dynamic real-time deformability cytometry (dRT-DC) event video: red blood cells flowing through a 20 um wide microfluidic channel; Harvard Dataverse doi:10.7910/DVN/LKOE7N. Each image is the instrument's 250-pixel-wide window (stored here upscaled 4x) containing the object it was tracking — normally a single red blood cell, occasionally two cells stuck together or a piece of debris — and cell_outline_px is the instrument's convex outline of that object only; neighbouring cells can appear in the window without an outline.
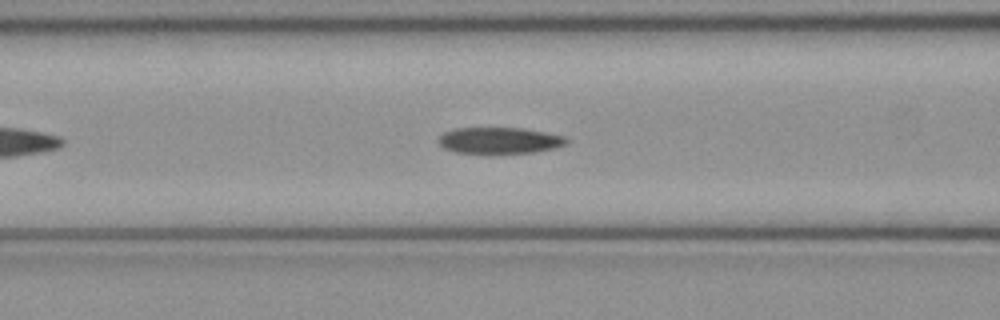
{"species": "common noctule bat (a hibernating species)", "species_latin": "Nyctalus noctula", "temperature_condition": "cold", "stored_images_in_passage": 40, "camera_frame_rate_fps": 3000, "um_per_image_px": 0.085, "animal": {"sex": "female", "body_mass_g": 21.9}, "frame": {"image": 1, "passage_image": 10, "time_ms": 3.0, "image_size_px": [1000, 320], "cell_outline_px": [[568, 144], [556, 148], [532, 152], [488, 156], [452, 152], [444, 148], [436, 140], [444, 132], [456, 128], [524, 128], [564, 136], [568, 140]], "centroid_in_image_um": [42.41, 11.98], "position_along_channel_um": 124.2, "area_um2": 20.52}}
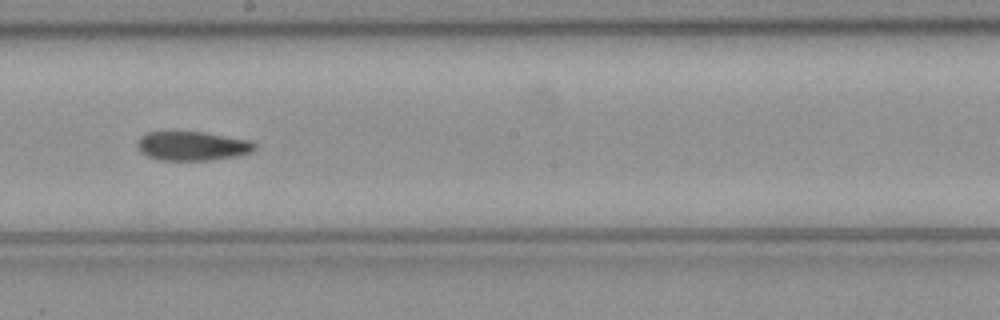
{"frame": {"image": 2, "passage_image": 18, "time_ms": 5.667, "image_size_px": [1000, 320], "cell_outline_px": [[256, 148], [252, 152], [236, 156], [208, 160], [160, 160], [148, 156], [140, 152], [136, 144], [140, 136], [148, 132], [204, 132], [252, 140], [256, 144]], "centroid_in_image_um": [16.36, 12.4], "position_along_channel_um": 231.8, "area_um2": 20.0}}
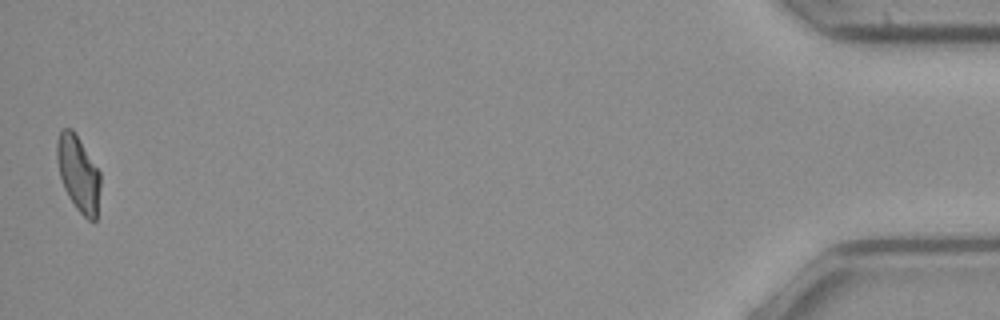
{"frame": {"image": 3, "passage_image": 40, "time_ms": 13.0, "image_size_px": [1000, 320], "cell_outline_px": [[100, 188], [96, 220], [88, 220], [76, 208], [68, 196], [64, 188], [60, 176], [56, 160], [56, 140], [60, 132], [64, 128], [72, 128], [100, 172]], "centroid_in_image_um": [6.64, 14.75], "position_along_channel_um": 428.6, "area_um2": 19.07}, "authors_computed_cell_mechanics": {"area_um2": 20.3456, "velocity_mm_per_s": 4.0377, "shape_relaxation_time_tau1_ms": 8.4711, "shape_relaxation_time_tau2_ms": 3.4251, "deformation_change_tau1": 0.2083, "deformation_change_tau2": 0.0974}}